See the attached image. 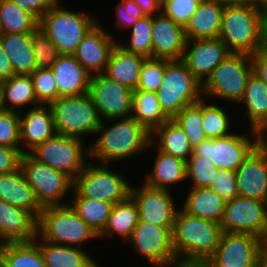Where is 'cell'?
Returning a JSON list of instances; mask_svg holds the SVG:
<instances>
[{
	"label": "cell",
	"mask_w": 267,
	"mask_h": 267,
	"mask_svg": "<svg viewBox=\"0 0 267 267\" xmlns=\"http://www.w3.org/2000/svg\"><path fill=\"white\" fill-rule=\"evenodd\" d=\"M238 194L267 202V153L258 144L235 171Z\"/></svg>",
	"instance_id": "20"
},
{
	"label": "cell",
	"mask_w": 267,
	"mask_h": 267,
	"mask_svg": "<svg viewBox=\"0 0 267 267\" xmlns=\"http://www.w3.org/2000/svg\"><path fill=\"white\" fill-rule=\"evenodd\" d=\"M84 141L86 140L56 133L28 153L36 161L64 172L74 180L90 160L89 146Z\"/></svg>",
	"instance_id": "10"
},
{
	"label": "cell",
	"mask_w": 267,
	"mask_h": 267,
	"mask_svg": "<svg viewBox=\"0 0 267 267\" xmlns=\"http://www.w3.org/2000/svg\"><path fill=\"white\" fill-rule=\"evenodd\" d=\"M32 50L37 69L52 68L61 55L55 44L39 28L32 34Z\"/></svg>",
	"instance_id": "45"
},
{
	"label": "cell",
	"mask_w": 267,
	"mask_h": 267,
	"mask_svg": "<svg viewBox=\"0 0 267 267\" xmlns=\"http://www.w3.org/2000/svg\"><path fill=\"white\" fill-rule=\"evenodd\" d=\"M201 0H161V12L185 27Z\"/></svg>",
	"instance_id": "48"
},
{
	"label": "cell",
	"mask_w": 267,
	"mask_h": 267,
	"mask_svg": "<svg viewBox=\"0 0 267 267\" xmlns=\"http://www.w3.org/2000/svg\"><path fill=\"white\" fill-rule=\"evenodd\" d=\"M20 8L32 13L38 20L59 0H12Z\"/></svg>",
	"instance_id": "52"
},
{
	"label": "cell",
	"mask_w": 267,
	"mask_h": 267,
	"mask_svg": "<svg viewBox=\"0 0 267 267\" xmlns=\"http://www.w3.org/2000/svg\"><path fill=\"white\" fill-rule=\"evenodd\" d=\"M244 105L251 129L260 132L267 129V85L252 72L244 96L239 102Z\"/></svg>",
	"instance_id": "32"
},
{
	"label": "cell",
	"mask_w": 267,
	"mask_h": 267,
	"mask_svg": "<svg viewBox=\"0 0 267 267\" xmlns=\"http://www.w3.org/2000/svg\"><path fill=\"white\" fill-rule=\"evenodd\" d=\"M37 222L30 212L0 200V244L34 240Z\"/></svg>",
	"instance_id": "23"
},
{
	"label": "cell",
	"mask_w": 267,
	"mask_h": 267,
	"mask_svg": "<svg viewBox=\"0 0 267 267\" xmlns=\"http://www.w3.org/2000/svg\"><path fill=\"white\" fill-rule=\"evenodd\" d=\"M2 109L21 112L40 106L37 101L30 75H13L2 81ZM29 106V107H28Z\"/></svg>",
	"instance_id": "34"
},
{
	"label": "cell",
	"mask_w": 267,
	"mask_h": 267,
	"mask_svg": "<svg viewBox=\"0 0 267 267\" xmlns=\"http://www.w3.org/2000/svg\"><path fill=\"white\" fill-rule=\"evenodd\" d=\"M259 144L267 153V129L259 132Z\"/></svg>",
	"instance_id": "59"
},
{
	"label": "cell",
	"mask_w": 267,
	"mask_h": 267,
	"mask_svg": "<svg viewBox=\"0 0 267 267\" xmlns=\"http://www.w3.org/2000/svg\"><path fill=\"white\" fill-rule=\"evenodd\" d=\"M219 38L231 53L262 51L267 47L266 7L225 6Z\"/></svg>",
	"instance_id": "2"
},
{
	"label": "cell",
	"mask_w": 267,
	"mask_h": 267,
	"mask_svg": "<svg viewBox=\"0 0 267 267\" xmlns=\"http://www.w3.org/2000/svg\"><path fill=\"white\" fill-rule=\"evenodd\" d=\"M71 199V207L99 235L107 224L113 204L82 196Z\"/></svg>",
	"instance_id": "39"
},
{
	"label": "cell",
	"mask_w": 267,
	"mask_h": 267,
	"mask_svg": "<svg viewBox=\"0 0 267 267\" xmlns=\"http://www.w3.org/2000/svg\"><path fill=\"white\" fill-rule=\"evenodd\" d=\"M225 200L209 187L190 188L183 207L191 216L207 219L221 224L224 217Z\"/></svg>",
	"instance_id": "31"
},
{
	"label": "cell",
	"mask_w": 267,
	"mask_h": 267,
	"mask_svg": "<svg viewBox=\"0 0 267 267\" xmlns=\"http://www.w3.org/2000/svg\"><path fill=\"white\" fill-rule=\"evenodd\" d=\"M99 165L90 160L87 162L83 171L73 180L71 196L87 197L113 205L127 199L133 184L121 172L109 168L110 164Z\"/></svg>",
	"instance_id": "8"
},
{
	"label": "cell",
	"mask_w": 267,
	"mask_h": 267,
	"mask_svg": "<svg viewBox=\"0 0 267 267\" xmlns=\"http://www.w3.org/2000/svg\"><path fill=\"white\" fill-rule=\"evenodd\" d=\"M20 168L42 208L67 205L63 203L64 197H69L73 191V179L70 176L36 161L29 153H23Z\"/></svg>",
	"instance_id": "11"
},
{
	"label": "cell",
	"mask_w": 267,
	"mask_h": 267,
	"mask_svg": "<svg viewBox=\"0 0 267 267\" xmlns=\"http://www.w3.org/2000/svg\"><path fill=\"white\" fill-rule=\"evenodd\" d=\"M0 200L30 212L37 220L40 217L42 207L21 168L8 174H0Z\"/></svg>",
	"instance_id": "25"
},
{
	"label": "cell",
	"mask_w": 267,
	"mask_h": 267,
	"mask_svg": "<svg viewBox=\"0 0 267 267\" xmlns=\"http://www.w3.org/2000/svg\"><path fill=\"white\" fill-rule=\"evenodd\" d=\"M37 234L53 244L83 248V243L99 238L93 230L68 205L43 207L37 222Z\"/></svg>",
	"instance_id": "5"
},
{
	"label": "cell",
	"mask_w": 267,
	"mask_h": 267,
	"mask_svg": "<svg viewBox=\"0 0 267 267\" xmlns=\"http://www.w3.org/2000/svg\"><path fill=\"white\" fill-rule=\"evenodd\" d=\"M156 95L161 109L173 119L184 107L203 98L202 84L182 60L165 59L163 80Z\"/></svg>",
	"instance_id": "6"
},
{
	"label": "cell",
	"mask_w": 267,
	"mask_h": 267,
	"mask_svg": "<svg viewBox=\"0 0 267 267\" xmlns=\"http://www.w3.org/2000/svg\"><path fill=\"white\" fill-rule=\"evenodd\" d=\"M0 264L3 267H47L35 240L1 243Z\"/></svg>",
	"instance_id": "36"
},
{
	"label": "cell",
	"mask_w": 267,
	"mask_h": 267,
	"mask_svg": "<svg viewBox=\"0 0 267 267\" xmlns=\"http://www.w3.org/2000/svg\"><path fill=\"white\" fill-rule=\"evenodd\" d=\"M0 145L21 148L19 112L0 110Z\"/></svg>",
	"instance_id": "47"
},
{
	"label": "cell",
	"mask_w": 267,
	"mask_h": 267,
	"mask_svg": "<svg viewBox=\"0 0 267 267\" xmlns=\"http://www.w3.org/2000/svg\"><path fill=\"white\" fill-rule=\"evenodd\" d=\"M131 186L130 196L136 202L139 219L157 227L173 228L178 211L174 194L167 189L154 188L144 182Z\"/></svg>",
	"instance_id": "17"
},
{
	"label": "cell",
	"mask_w": 267,
	"mask_h": 267,
	"mask_svg": "<svg viewBox=\"0 0 267 267\" xmlns=\"http://www.w3.org/2000/svg\"><path fill=\"white\" fill-rule=\"evenodd\" d=\"M253 73L267 85V47L251 55Z\"/></svg>",
	"instance_id": "53"
},
{
	"label": "cell",
	"mask_w": 267,
	"mask_h": 267,
	"mask_svg": "<svg viewBox=\"0 0 267 267\" xmlns=\"http://www.w3.org/2000/svg\"><path fill=\"white\" fill-rule=\"evenodd\" d=\"M60 1L39 19V29L55 44L60 54L73 55L87 32L101 20L85 11L62 7Z\"/></svg>",
	"instance_id": "4"
},
{
	"label": "cell",
	"mask_w": 267,
	"mask_h": 267,
	"mask_svg": "<svg viewBox=\"0 0 267 267\" xmlns=\"http://www.w3.org/2000/svg\"><path fill=\"white\" fill-rule=\"evenodd\" d=\"M260 267H267V241H264V243L261 246L260 249Z\"/></svg>",
	"instance_id": "58"
},
{
	"label": "cell",
	"mask_w": 267,
	"mask_h": 267,
	"mask_svg": "<svg viewBox=\"0 0 267 267\" xmlns=\"http://www.w3.org/2000/svg\"><path fill=\"white\" fill-rule=\"evenodd\" d=\"M218 170L211 159L200 157L193 152L186 161V180L192 182L191 188L209 187Z\"/></svg>",
	"instance_id": "43"
},
{
	"label": "cell",
	"mask_w": 267,
	"mask_h": 267,
	"mask_svg": "<svg viewBox=\"0 0 267 267\" xmlns=\"http://www.w3.org/2000/svg\"><path fill=\"white\" fill-rule=\"evenodd\" d=\"M266 23H267V6H266Z\"/></svg>",
	"instance_id": "61"
},
{
	"label": "cell",
	"mask_w": 267,
	"mask_h": 267,
	"mask_svg": "<svg viewBox=\"0 0 267 267\" xmlns=\"http://www.w3.org/2000/svg\"><path fill=\"white\" fill-rule=\"evenodd\" d=\"M223 11L218 0H201L184 27L186 40L219 38Z\"/></svg>",
	"instance_id": "26"
},
{
	"label": "cell",
	"mask_w": 267,
	"mask_h": 267,
	"mask_svg": "<svg viewBox=\"0 0 267 267\" xmlns=\"http://www.w3.org/2000/svg\"><path fill=\"white\" fill-rule=\"evenodd\" d=\"M173 119L183 129L192 148L207 138L203 128V98L184 107Z\"/></svg>",
	"instance_id": "40"
},
{
	"label": "cell",
	"mask_w": 267,
	"mask_h": 267,
	"mask_svg": "<svg viewBox=\"0 0 267 267\" xmlns=\"http://www.w3.org/2000/svg\"><path fill=\"white\" fill-rule=\"evenodd\" d=\"M223 232L249 233L267 241V202L238 195L225 202Z\"/></svg>",
	"instance_id": "13"
},
{
	"label": "cell",
	"mask_w": 267,
	"mask_h": 267,
	"mask_svg": "<svg viewBox=\"0 0 267 267\" xmlns=\"http://www.w3.org/2000/svg\"><path fill=\"white\" fill-rule=\"evenodd\" d=\"M95 135L97 139L88 145L89 158L110 166L111 162H124L144 154L151 143V133L131 116L101 121Z\"/></svg>",
	"instance_id": "1"
},
{
	"label": "cell",
	"mask_w": 267,
	"mask_h": 267,
	"mask_svg": "<svg viewBox=\"0 0 267 267\" xmlns=\"http://www.w3.org/2000/svg\"><path fill=\"white\" fill-rule=\"evenodd\" d=\"M135 2L145 16H154L161 12V0H131Z\"/></svg>",
	"instance_id": "55"
},
{
	"label": "cell",
	"mask_w": 267,
	"mask_h": 267,
	"mask_svg": "<svg viewBox=\"0 0 267 267\" xmlns=\"http://www.w3.org/2000/svg\"><path fill=\"white\" fill-rule=\"evenodd\" d=\"M252 72L251 55L230 53L202 85L203 98L212 101L213 97L239 104Z\"/></svg>",
	"instance_id": "9"
},
{
	"label": "cell",
	"mask_w": 267,
	"mask_h": 267,
	"mask_svg": "<svg viewBox=\"0 0 267 267\" xmlns=\"http://www.w3.org/2000/svg\"><path fill=\"white\" fill-rule=\"evenodd\" d=\"M153 167L145 174L144 183L150 187L170 189L186 180V161L156 150ZM173 184V185H172ZM172 185V186H171Z\"/></svg>",
	"instance_id": "28"
},
{
	"label": "cell",
	"mask_w": 267,
	"mask_h": 267,
	"mask_svg": "<svg viewBox=\"0 0 267 267\" xmlns=\"http://www.w3.org/2000/svg\"><path fill=\"white\" fill-rule=\"evenodd\" d=\"M19 116L20 143L23 153H28L36 145L56 134L52 112L48 105L29 108L24 113L21 111Z\"/></svg>",
	"instance_id": "22"
},
{
	"label": "cell",
	"mask_w": 267,
	"mask_h": 267,
	"mask_svg": "<svg viewBox=\"0 0 267 267\" xmlns=\"http://www.w3.org/2000/svg\"><path fill=\"white\" fill-rule=\"evenodd\" d=\"M209 188L221 196L225 201L234 199L239 195L235 171L219 169Z\"/></svg>",
	"instance_id": "49"
},
{
	"label": "cell",
	"mask_w": 267,
	"mask_h": 267,
	"mask_svg": "<svg viewBox=\"0 0 267 267\" xmlns=\"http://www.w3.org/2000/svg\"><path fill=\"white\" fill-rule=\"evenodd\" d=\"M148 148L158 149L184 161H187L193 152L183 129L174 119H169L151 132V143Z\"/></svg>",
	"instance_id": "33"
},
{
	"label": "cell",
	"mask_w": 267,
	"mask_h": 267,
	"mask_svg": "<svg viewBox=\"0 0 267 267\" xmlns=\"http://www.w3.org/2000/svg\"><path fill=\"white\" fill-rule=\"evenodd\" d=\"M48 106L52 112L56 133L83 140L88 134L95 137L101 119L89 93L61 96Z\"/></svg>",
	"instance_id": "7"
},
{
	"label": "cell",
	"mask_w": 267,
	"mask_h": 267,
	"mask_svg": "<svg viewBox=\"0 0 267 267\" xmlns=\"http://www.w3.org/2000/svg\"><path fill=\"white\" fill-rule=\"evenodd\" d=\"M164 71L165 58H145L135 90L156 92L162 83Z\"/></svg>",
	"instance_id": "46"
},
{
	"label": "cell",
	"mask_w": 267,
	"mask_h": 267,
	"mask_svg": "<svg viewBox=\"0 0 267 267\" xmlns=\"http://www.w3.org/2000/svg\"><path fill=\"white\" fill-rule=\"evenodd\" d=\"M14 75L10 58L0 42V80L4 81Z\"/></svg>",
	"instance_id": "54"
},
{
	"label": "cell",
	"mask_w": 267,
	"mask_h": 267,
	"mask_svg": "<svg viewBox=\"0 0 267 267\" xmlns=\"http://www.w3.org/2000/svg\"><path fill=\"white\" fill-rule=\"evenodd\" d=\"M263 243L249 233L223 232L217 249L207 261L210 267H260Z\"/></svg>",
	"instance_id": "14"
},
{
	"label": "cell",
	"mask_w": 267,
	"mask_h": 267,
	"mask_svg": "<svg viewBox=\"0 0 267 267\" xmlns=\"http://www.w3.org/2000/svg\"><path fill=\"white\" fill-rule=\"evenodd\" d=\"M39 20L12 0H0V33H33Z\"/></svg>",
	"instance_id": "38"
},
{
	"label": "cell",
	"mask_w": 267,
	"mask_h": 267,
	"mask_svg": "<svg viewBox=\"0 0 267 267\" xmlns=\"http://www.w3.org/2000/svg\"><path fill=\"white\" fill-rule=\"evenodd\" d=\"M116 27L128 28L132 27L134 23L143 18L145 14L140 7L131 0H121L116 6Z\"/></svg>",
	"instance_id": "50"
},
{
	"label": "cell",
	"mask_w": 267,
	"mask_h": 267,
	"mask_svg": "<svg viewBox=\"0 0 267 267\" xmlns=\"http://www.w3.org/2000/svg\"><path fill=\"white\" fill-rule=\"evenodd\" d=\"M184 27L162 12L152 16V57L181 60L186 46Z\"/></svg>",
	"instance_id": "21"
},
{
	"label": "cell",
	"mask_w": 267,
	"mask_h": 267,
	"mask_svg": "<svg viewBox=\"0 0 267 267\" xmlns=\"http://www.w3.org/2000/svg\"><path fill=\"white\" fill-rule=\"evenodd\" d=\"M222 233L221 224L178 209L172 229L177 259L208 260L217 249Z\"/></svg>",
	"instance_id": "3"
},
{
	"label": "cell",
	"mask_w": 267,
	"mask_h": 267,
	"mask_svg": "<svg viewBox=\"0 0 267 267\" xmlns=\"http://www.w3.org/2000/svg\"><path fill=\"white\" fill-rule=\"evenodd\" d=\"M2 96H3L2 81L0 80V110L2 109Z\"/></svg>",
	"instance_id": "60"
},
{
	"label": "cell",
	"mask_w": 267,
	"mask_h": 267,
	"mask_svg": "<svg viewBox=\"0 0 267 267\" xmlns=\"http://www.w3.org/2000/svg\"><path fill=\"white\" fill-rule=\"evenodd\" d=\"M131 117L150 133L170 119L161 109L156 92L144 90L133 91Z\"/></svg>",
	"instance_id": "37"
},
{
	"label": "cell",
	"mask_w": 267,
	"mask_h": 267,
	"mask_svg": "<svg viewBox=\"0 0 267 267\" xmlns=\"http://www.w3.org/2000/svg\"><path fill=\"white\" fill-rule=\"evenodd\" d=\"M163 267H210L207 260L175 259Z\"/></svg>",
	"instance_id": "56"
},
{
	"label": "cell",
	"mask_w": 267,
	"mask_h": 267,
	"mask_svg": "<svg viewBox=\"0 0 267 267\" xmlns=\"http://www.w3.org/2000/svg\"><path fill=\"white\" fill-rule=\"evenodd\" d=\"M30 76L37 101L40 105H49L60 97L56 79L51 68L36 69Z\"/></svg>",
	"instance_id": "44"
},
{
	"label": "cell",
	"mask_w": 267,
	"mask_h": 267,
	"mask_svg": "<svg viewBox=\"0 0 267 267\" xmlns=\"http://www.w3.org/2000/svg\"><path fill=\"white\" fill-rule=\"evenodd\" d=\"M172 229L139 220L126 242L153 267H163L177 259L172 243Z\"/></svg>",
	"instance_id": "15"
},
{
	"label": "cell",
	"mask_w": 267,
	"mask_h": 267,
	"mask_svg": "<svg viewBox=\"0 0 267 267\" xmlns=\"http://www.w3.org/2000/svg\"><path fill=\"white\" fill-rule=\"evenodd\" d=\"M139 210L131 196L113 205L104 230L99 237H120L124 242L129 239L139 222Z\"/></svg>",
	"instance_id": "35"
},
{
	"label": "cell",
	"mask_w": 267,
	"mask_h": 267,
	"mask_svg": "<svg viewBox=\"0 0 267 267\" xmlns=\"http://www.w3.org/2000/svg\"><path fill=\"white\" fill-rule=\"evenodd\" d=\"M224 7L225 6H254L266 7L267 3L264 0H218Z\"/></svg>",
	"instance_id": "57"
},
{
	"label": "cell",
	"mask_w": 267,
	"mask_h": 267,
	"mask_svg": "<svg viewBox=\"0 0 267 267\" xmlns=\"http://www.w3.org/2000/svg\"><path fill=\"white\" fill-rule=\"evenodd\" d=\"M239 132L221 138H206L193 148V153L211 159L217 169L236 171L250 152L259 144V132Z\"/></svg>",
	"instance_id": "12"
},
{
	"label": "cell",
	"mask_w": 267,
	"mask_h": 267,
	"mask_svg": "<svg viewBox=\"0 0 267 267\" xmlns=\"http://www.w3.org/2000/svg\"><path fill=\"white\" fill-rule=\"evenodd\" d=\"M59 96H78L89 93L91 74L74 55L61 54L51 68Z\"/></svg>",
	"instance_id": "24"
},
{
	"label": "cell",
	"mask_w": 267,
	"mask_h": 267,
	"mask_svg": "<svg viewBox=\"0 0 267 267\" xmlns=\"http://www.w3.org/2000/svg\"><path fill=\"white\" fill-rule=\"evenodd\" d=\"M101 25L98 21L87 32L73 54L91 75L105 72L111 52L118 43V39Z\"/></svg>",
	"instance_id": "19"
},
{
	"label": "cell",
	"mask_w": 267,
	"mask_h": 267,
	"mask_svg": "<svg viewBox=\"0 0 267 267\" xmlns=\"http://www.w3.org/2000/svg\"><path fill=\"white\" fill-rule=\"evenodd\" d=\"M21 148L0 145V174H8L20 168Z\"/></svg>",
	"instance_id": "51"
},
{
	"label": "cell",
	"mask_w": 267,
	"mask_h": 267,
	"mask_svg": "<svg viewBox=\"0 0 267 267\" xmlns=\"http://www.w3.org/2000/svg\"><path fill=\"white\" fill-rule=\"evenodd\" d=\"M34 240L41 249L47 267H101L85 248L53 244L38 234Z\"/></svg>",
	"instance_id": "29"
},
{
	"label": "cell",
	"mask_w": 267,
	"mask_h": 267,
	"mask_svg": "<svg viewBox=\"0 0 267 267\" xmlns=\"http://www.w3.org/2000/svg\"><path fill=\"white\" fill-rule=\"evenodd\" d=\"M33 33H0V42L10 58L14 75H31L36 69Z\"/></svg>",
	"instance_id": "30"
},
{
	"label": "cell",
	"mask_w": 267,
	"mask_h": 267,
	"mask_svg": "<svg viewBox=\"0 0 267 267\" xmlns=\"http://www.w3.org/2000/svg\"><path fill=\"white\" fill-rule=\"evenodd\" d=\"M130 30L129 43L119 40V45L128 52L152 58V16L137 20Z\"/></svg>",
	"instance_id": "42"
},
{
	"label": "cell",
	"mask_w": 267,
	"mask_h": 267,
	"mask_svg": "<svg viewBox=\"0 0 267 267\" xmlns=\"http://www.w3.org/2000/svg\"><path fill=\"white\" fill-rule=\"evenodd\" d=\"M89 94L101 121L131 116L133 90L110 79L104 73L91 75Z\"/></svg>",
	"instance_id": "16"
},
{
	"label": "cell",
	"mask_w": 267,
	"mask_h": 267,
	"mask_svg": "<svg viewBox=\"0 0 267 267\" xmlns=\"http://www.w3.org/2000/svg\"><path fill=\"white\" fill-rule=\"evenodd\" d=\"M230 53L220 38L187 40L181 60L203 85Z\"/></svg>",
	"instance_id": "18"
},
{
	"label": "cell",
	"mask_w": 267,
	"mask_h": 267,
	"mask_svg": "<svg viewBox=\"0 0 267 267\" xmlns=\"http://www.w3.org/2000/svg\"><path fill=\"white\" fill-rule=\"evenodd\" d=\"M144 59L141 55L126 51L117 43L111 52L104 74L134 91L138 87Z\"/></svg>",
	"instance_id": "27"
},
{
	"label": "cell",
	"mask_w": 267,
	"mask_h": 267,
	"mask_svg": "<svg viewBox=\"0 0 267 267\" xmlns=\"http://www.w3.org/2000/svg\"><path fill=\"white\" fill-rule=\"evenodd\" d=\"M224 106L207 103L203 98V128L207 138H221L231 135V121Z\"/></svg>",
	"instance_id": "41"
}]
</instances>
